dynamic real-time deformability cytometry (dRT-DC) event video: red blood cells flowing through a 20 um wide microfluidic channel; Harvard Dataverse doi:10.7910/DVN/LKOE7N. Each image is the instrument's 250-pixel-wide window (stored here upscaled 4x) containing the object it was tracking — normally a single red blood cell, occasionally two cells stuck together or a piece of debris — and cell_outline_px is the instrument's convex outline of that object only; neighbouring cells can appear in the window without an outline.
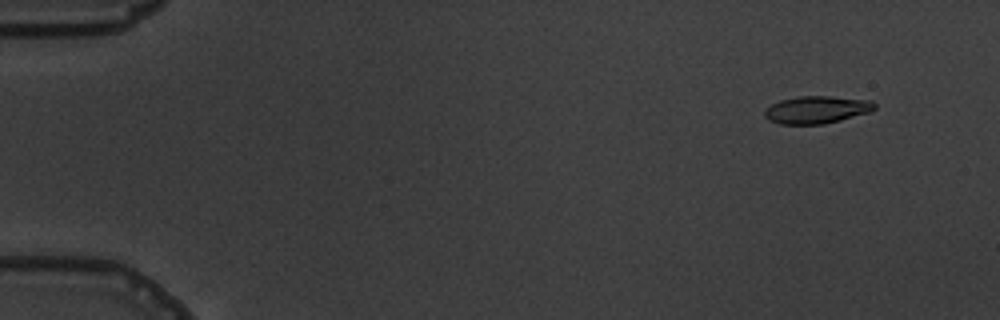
{"species": "common noctule bat (a hibernating species)", "species_latin": "Nyctalus noctula", "temperature_condition": "warm", "stored_images_in_passage": 5, "camera_frame_rate_fps": 3000, "um_per_image_px": 0.085, "animal": {"sex": "male", "body_mass_g": 19.5, "forearm_length_mm": 54.6}, "frame": {"image": 1, "passage_image": 1, "time_ms": 0.0, "image_size_px": [1000, 320], "cell_outline_px": [[876, 108], [868, 112], [840, 120], [824, 124], [780, 124], [768, 120], [764, 116], [764, 108], [780, 100], [800, 96], [832, 96], [872, 100], [876, 104]], "centroid_in_image_um": [69.4, 9.32], "position_along_channel_um": 15.6, "area_um2": 17.69}}